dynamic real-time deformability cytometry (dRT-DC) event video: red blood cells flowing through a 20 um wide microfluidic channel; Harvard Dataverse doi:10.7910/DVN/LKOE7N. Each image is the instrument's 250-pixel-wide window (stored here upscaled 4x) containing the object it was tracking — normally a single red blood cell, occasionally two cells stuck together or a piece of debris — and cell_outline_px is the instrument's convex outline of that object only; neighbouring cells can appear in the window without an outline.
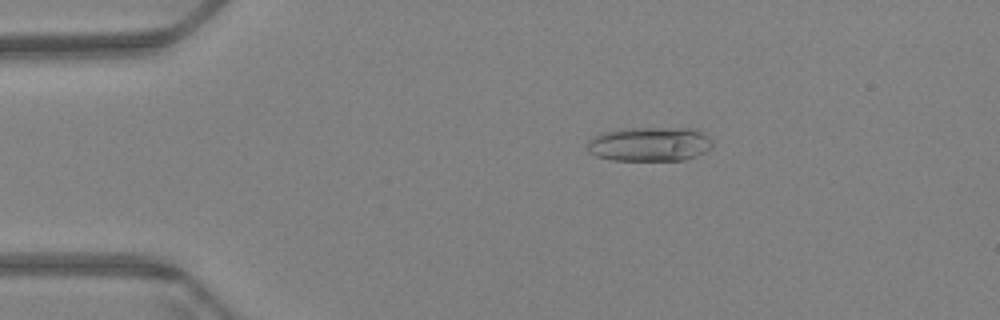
{"species": "Egyptian fruit bat (a non-hibernating species)", "species_latin": "Rousettus aegyptiacus", "temperature_condition": "warm", "stored_images_in_passage": 61, "camera_frame_rate_fps": 3000, "um_per_image_px": 0.085, "animal": {"sex": "female"}, "frame": {"image": 1, "passage_image": 12, "time_ms": 3.667, "image_size_px": [1000, 320], "cell_outline_px": [[712, 148], [696, 156], [684, 160], [612, 160], [596, 156], [588, 152], [588, 140], [604, 132], [620, 128], [696, 128], [708, 136], [712, 140]], "centroid_in_image_um": [55.24, 12.24], "position_along_channel_um": 29.8, "area_um2": 25.2}}
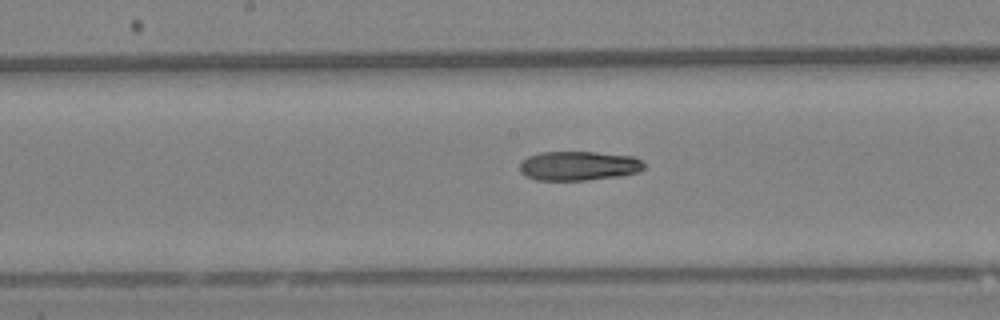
{"frame": {"image": 2, "passage_image": 32, "time_ms": 10.333, "image_size_px": [1000, 320], "cell_outline_px": [[644, 168], [640, 172], [620, 176], [588, 180], [536, 180], [520, 172], [520, 164], [528, 156], [540, 152], [596, 152], [632, 156], [640, 160], [644, 164]], "centroid_in_image_um": [49.2, 14.1], "position_along_channel_um": 199.0, "area_um2": 21.21}}
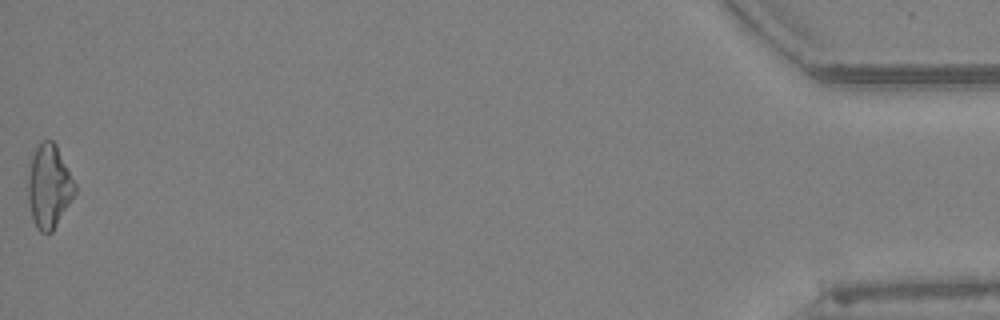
{"frame": {"image": 3, "passage_image": 61, "time_ms": 20.0, "image_size_px": [1000, 320], "cell_outline_px": [[76, 192], [52, 232], [40, 232], [36, 228], [32, 216], [28, 200], [28, 176], [32, 156], [40, 140], [52, 140], [56, 144], [76, 184]], "centroid_in_image_um": [4.17, 15.82], "position_along_channel_um": 431.0, "area_um2": 22.66}, "authors_computed_cell_mechanics": {"area_um2": 22.1952, "velocity_mm_per_s": 3.4075, "shape_relaxation_time_tau1_ms": null, "shape_relaxation_time_tau2_ms": 4.9184, "deformation_change_tau1": null, "deformation_change_tau2": 0.1259}}